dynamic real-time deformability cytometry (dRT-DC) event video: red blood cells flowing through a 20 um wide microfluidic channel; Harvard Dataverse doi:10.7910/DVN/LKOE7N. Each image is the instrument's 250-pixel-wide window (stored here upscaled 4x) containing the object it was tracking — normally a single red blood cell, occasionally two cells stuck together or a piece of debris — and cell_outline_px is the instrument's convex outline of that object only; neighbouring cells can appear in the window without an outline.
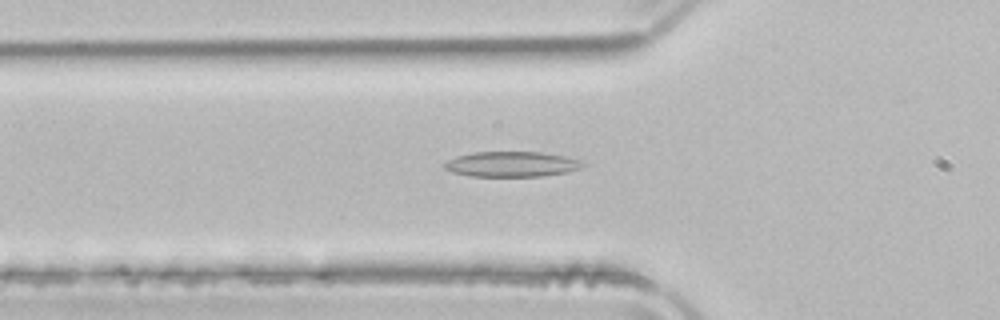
{"species": "common noctule bat (a hibernating species)", "species_latin": "Nyctalus noctula", "temperature_condition": "room temperature", "stored_images_in_passage": 51, "segment_of_instrument_passage": [1, 2], "camera_frame_rate_fps": 3000, "um_per_image_px": 0.085, "animal": {"sex": "male", "body_mass_g": 21.5, "forearm_length_mm": 52.0}, "frame": {"image": 1, "passage_image": 17, "time_ms": 5.333, "image_size_px": [1000, 320], "cell_outline_px": [[584, 164], [580, 168], [568, 172], [540, 176], [472, 176], [452, 172], [444, 168], [440, 164], [456, 156], [476, 152], [540, 152], [564, 156], [580, 160]], "centroid_in_image_um": [43.45, 13.95], "position_along_channel_um": 82.4, "area_um2": 20.29}}
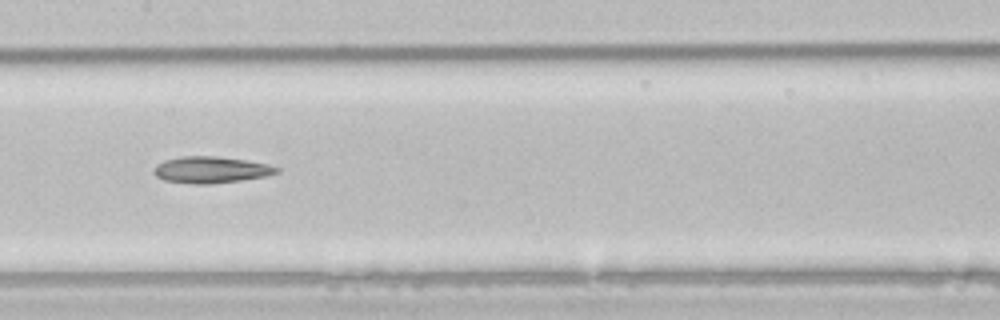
{"frame": {"image": 2, "passage_image": 25, "time_ms": 8.0, "image_size_px": [1000, 320], "cell_outline_px": [[280, 172], [264, 176], [240, 180], [208, 184], [192, 184], [164, 180], [156, 176], [152, 172], [156, 164], [164, 160], [184, 156], [216, 156], [244, 160], [268, 164], [280, 168]], "centroid_in_image_um": [17.9, 14.43], "position_along_channel_um": 189.5, "area_um2": 18.9}}
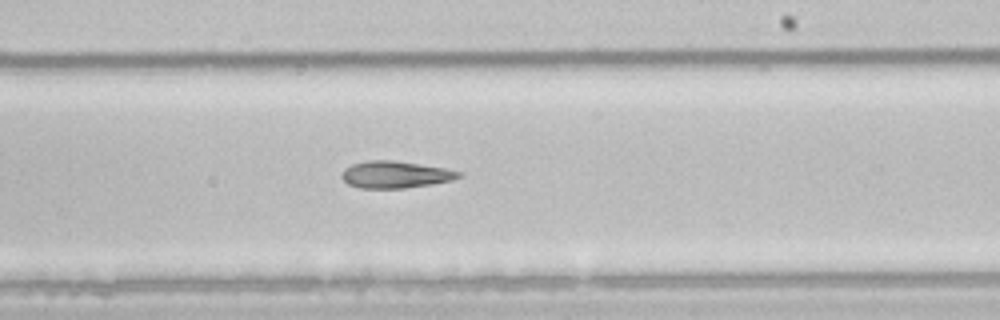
{"frame": {"image": 3, "passage_image": 30, "time_ms": 9.667, "image_size_px": [1000, 320], "cell_outline_px": [[464, 176], [452, 180], [432, 184], [404, 188], [360, 188], [348, 184], [340, 176], [344, 168], [352, 164], [368, 160], [392, 160], [420, 164], [444, 168], [460, 172]], "centroid_in_image_um": [33.59, 14.84], "position_along_channel_um": 255.4, "area_um2": 18.38}}